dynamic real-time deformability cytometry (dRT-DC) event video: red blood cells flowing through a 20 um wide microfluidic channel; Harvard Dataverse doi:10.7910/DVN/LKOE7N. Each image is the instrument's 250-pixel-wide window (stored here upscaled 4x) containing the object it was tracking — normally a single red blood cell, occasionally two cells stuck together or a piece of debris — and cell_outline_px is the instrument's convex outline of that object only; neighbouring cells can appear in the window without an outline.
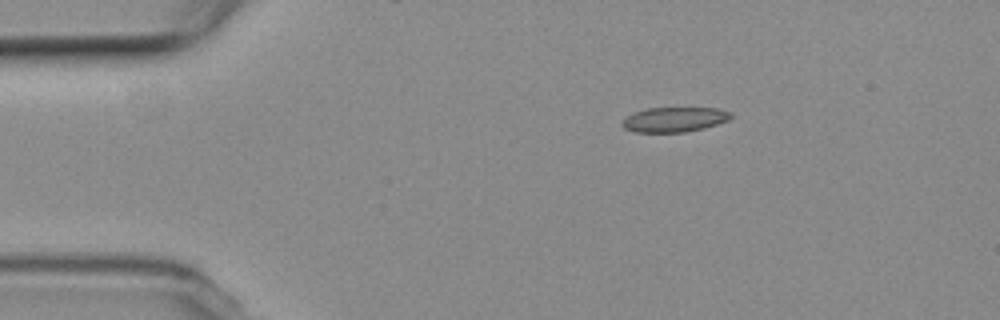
{"species": "common noctule bat (a hibernating species)", "species_latin": "Nyctalus noctula", "temperature_condition": "room temperature", "stored_images_in_passage": 4, "camera_frame_rate_fps": 3000, "um_per_image_px": 0.085, "animal": {"sex": "female", "body_mass_g": 19.3, "forearm_length_mm": 54.1}, "frame": {"image": 1, "passage_image": 2, "time_ms": 1.0, "image_size_px": [1000, 320], "cell_outline_px": [[732, 116], [728, 120], [704, 128], [684, 132], [632, 132], [624, 128], [620, 124], [620, 120], [632, 112], [648, 108], [716, 108], [732, 112]], "centroid_in_image_um": [57.25, 10.16], "position_along_channel_um": 27.7, "area_um2": 15.9}}
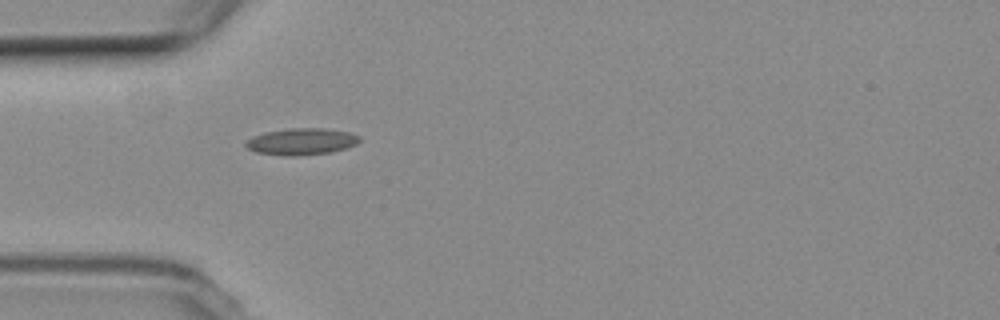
{"frame": {"image": 2, "passage_image": 4, "time_ms": 3.333, "image_size_px": [1000, 320], "cell_outline_px": [[360, 140], [356, 144], [344, 148], [328, 152], [292, 156], [284, 156], [256, 152], [248, 148], [244, 144], [252, 136], [264, 132], [288, 128], [324, 128], [348, 132], [360, 136]], "centroid_in_image_um": [25.59, 12.02], "position_along_channel_um": 59.4, "area_um2": 17.51}}